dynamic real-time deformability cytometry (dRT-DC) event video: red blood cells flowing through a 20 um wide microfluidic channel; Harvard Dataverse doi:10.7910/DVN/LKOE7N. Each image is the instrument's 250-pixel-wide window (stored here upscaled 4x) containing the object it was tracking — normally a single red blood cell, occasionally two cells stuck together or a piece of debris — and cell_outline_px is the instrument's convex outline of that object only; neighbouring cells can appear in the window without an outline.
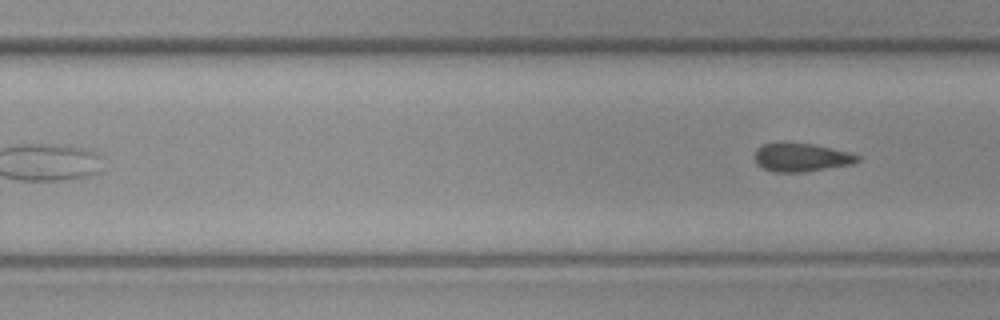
{"species": "common noctule bat (a hibernating species)", "species_latin": "Nyctalus noctula", "temperature_condition": "cold", "stored_images_in_passage": 11, "camera_frame_rate_fps": 3000, "um_per_image_px": 0.085, "animal": {"sex": "female", "body_mass_g": 19.3, "forearm_length_mm": 54.1}, "frame": {"image": 1, "passage_image": 11, "time_ms": 3.333, "image_size_px": [1000, 320], "cell_outline_px": [[860, 160], [852, 164], [804, 172], [772, 172], [756, 164], [756, 148], [764, 144], [812, 144], [860, 156]], "centroid_in_image_um": [68.09, 13.41], "position_along_channel_um": 261.7, "area_um2": 16.42}}